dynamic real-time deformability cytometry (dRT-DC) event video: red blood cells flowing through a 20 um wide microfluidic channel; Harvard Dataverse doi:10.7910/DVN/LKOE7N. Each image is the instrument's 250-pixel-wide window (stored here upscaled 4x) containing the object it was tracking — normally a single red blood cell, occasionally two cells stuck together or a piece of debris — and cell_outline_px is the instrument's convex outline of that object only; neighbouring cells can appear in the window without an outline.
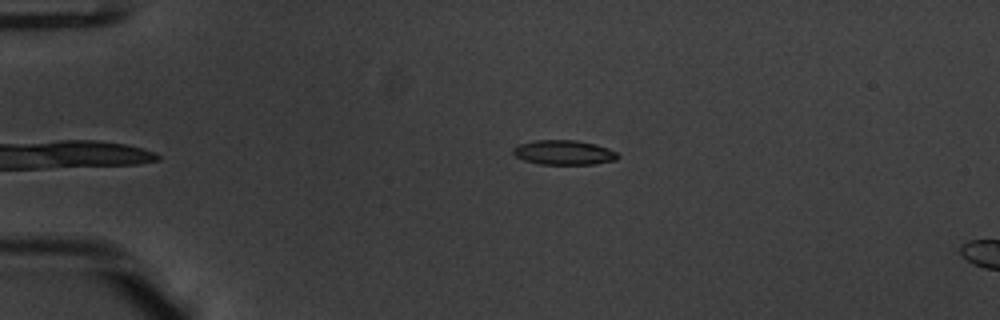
{"species": "common noctule bat (a hibernating species)", "species_latin": "Nyctalus noctula", "temperature_condition": "warm", "stored_images_in_passage": 37, "camera_frame_rate_fps": 3000, "um_per_image_px": 0.085, "animal": {"sex": "male", "body_mass_g": 20.1, "forearm_length_mm": 53.5}, "frame": {"image": 1, "passage_image": 2, "time_ms": 0.333, "image_size_px": [1000, 320], "cell_outline_px": [[620, 156], [616, 160], [596, 164], [540, 164], [524, 160], [516, 156], [512, 152], [512, 148], [516, 144], [532, 140], [576, 140], [596, 144], [608, 148], [616, 152]], "centroid_in_image_um": [47.91, 12.95], "position_along_channel_um": 37.1, "area_um2": 15.2}}
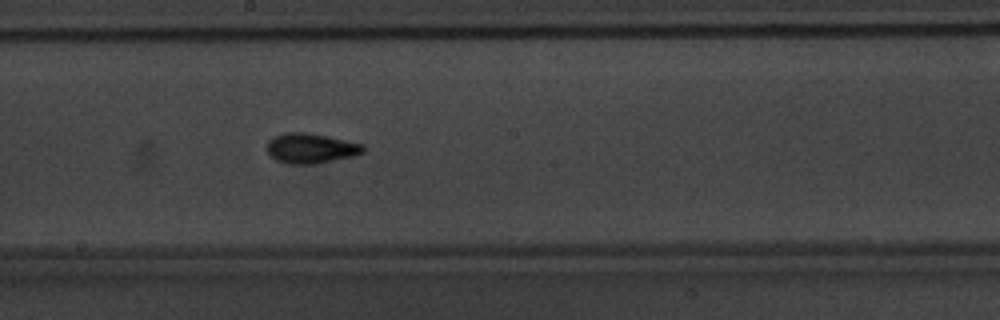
{"frame": {"image": 2, "passage_image": 20, "time_ms": 6.333, "image_size_px": [1000, 320], "cell_outline_px": [[364, 152], [352, 156], [316, 164], [292, 164], [276, 160], [268, 152], [268, 140], [272, 136], [284, 132], [304, 132], [328, 136], [364, 144]], "centroid_in_image_um": [26.41, 12.59], "position_along_channel_um": 221.8, "area_um2": 16.82}}
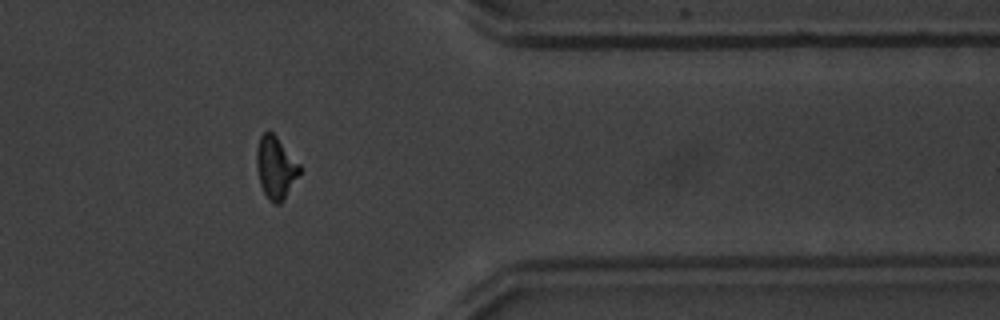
{"frame": {"image": 3, "passage_image": 34, "time_ms": 11.0, "image_size_px": [1000, 320], "cell_outline_px": [[300, 172], [284, 200], [280, 204], [276, 204], [268, 200], [260, 184], [256, 168], [256, 148], [260, 136], [268, 128], [276, 136], [300, 164]], "centroid_in_image_um": [23.41, 14.23], "position_along_channel_um": 388.0, "area_um2": 15.72}, "authors_computed_cell_mechanics": {"area_um2": 15.2592, "velocity_mm_per_s": 3.8184, "shape_relaxation_time_tau1_ms": 3.5514, "shape_relaxation_time_tau2_ms": 1.9513, "deformation_change_tau1": 0.1777, "deformation_change_tau2": 0.0886}}